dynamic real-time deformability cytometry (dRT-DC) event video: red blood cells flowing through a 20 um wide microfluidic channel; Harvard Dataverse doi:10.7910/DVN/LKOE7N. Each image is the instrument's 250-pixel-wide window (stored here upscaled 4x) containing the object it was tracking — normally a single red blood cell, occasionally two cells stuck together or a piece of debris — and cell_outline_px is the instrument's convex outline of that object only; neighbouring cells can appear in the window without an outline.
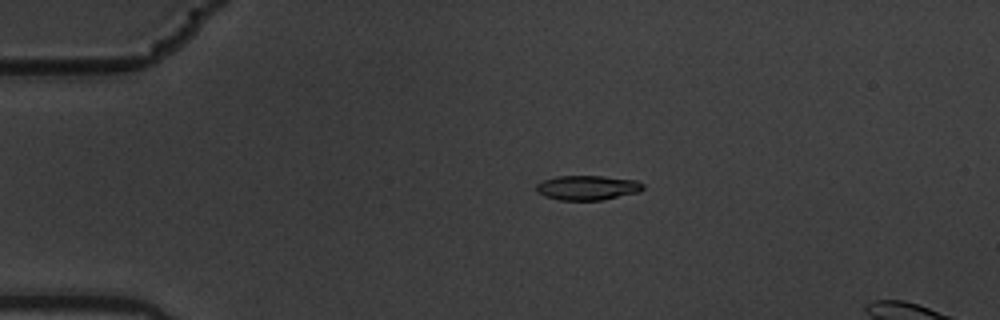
{"species": "common noctule bat (a hibernating species)", "species_latin": "Nyctalus noctula", "temperature_condition": "warm", "stored_images_in_passage": 6, "camera_frame_rate_fps": 3000, "um_per_image_px": 0.085, "animal": {"sex": "male", "body_mass_g": 19.5, "forearm_length_mm": 54.6}, "frame": {"image": 1, "passage_image": 4, "time_ms": 1.0, "image_size_px": [1000, 320], "cell_outline_px": [[644, 188], [640, 192], [604, 200], [560, 200], [544, 196], [536, 192], [536, 184], [544, 180], [556, 176], [604, 176], [636, 180], [644, 184]], "centroid_in_image_um": [49.95, 15.96], "position_along_channel_um": 35.1, "area_um2": 15.49}}